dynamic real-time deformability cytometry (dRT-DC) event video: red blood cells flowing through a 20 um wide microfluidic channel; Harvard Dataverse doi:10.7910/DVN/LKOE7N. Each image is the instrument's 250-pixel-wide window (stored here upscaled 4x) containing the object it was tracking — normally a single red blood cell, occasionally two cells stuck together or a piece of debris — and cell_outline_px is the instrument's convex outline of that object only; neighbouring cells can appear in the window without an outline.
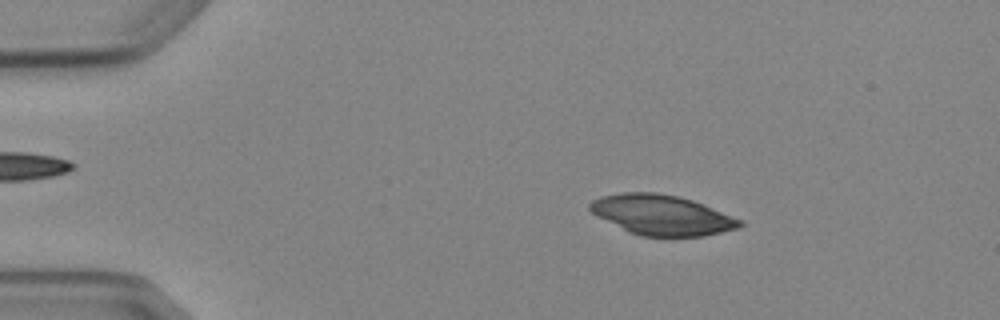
{"species": "Egyptian fruit bat (a non-hibernating species)", "species_latin": "Rousettus aegyptiacus", "temperature_condition": "cold", "stored_images_in_passage": 3, "camera_frame_rate_fps": 3000, "um_per_image_px": 0.085, "animal": {"sex": "female"}, "frame": {"image": 1, "passage_image": 1, "time_ms": 0.0, "image_size_px": [1000, 320], "cell_outline_px": [[744, 224], [740, 228], [704, 236], [640, 236], [628, 232], [596, 216], [588, 208], [588, 204], [592, 200], [600, 196], [620, 192], [656, 192], [680, 196], [704, 204], [744, 220]], "centroid_in_image_um": [56.26, 18.26], "position_along_channel_um": 28.7, "area_um2": 35.49}}